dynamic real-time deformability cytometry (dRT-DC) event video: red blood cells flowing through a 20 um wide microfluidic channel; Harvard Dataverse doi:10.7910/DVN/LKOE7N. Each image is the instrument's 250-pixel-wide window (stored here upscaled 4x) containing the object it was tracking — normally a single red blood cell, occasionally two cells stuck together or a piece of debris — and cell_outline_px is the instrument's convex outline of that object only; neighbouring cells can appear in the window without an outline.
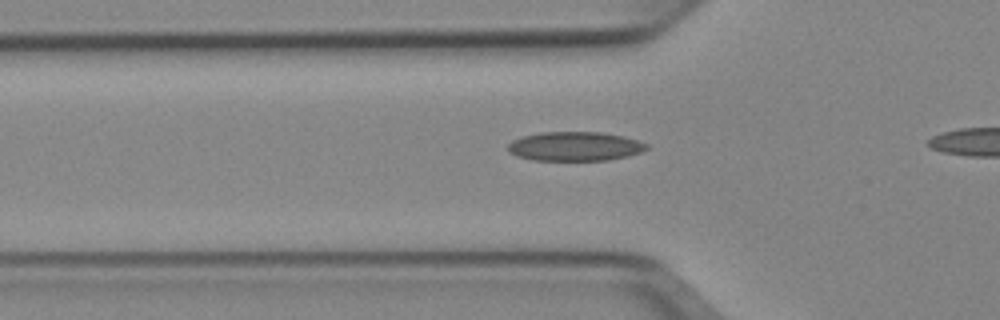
{"species": "Egyptian fruit bat (a non-hibernating species)", "species_latin": "Rousettus aegyptiacus", "temperature_condition": "cold", "stored_images_in_passage": 19, "camera_frame_rate_fps": 3000, "um_per_image_px": 0.085, "animal": {"sex": "female"}, "frame": {"image": 1, "passage_image": 4, "time_ms": 1.0, "image_size_px": [1000, 320], "cell_outline_px": [[648, 148], [640, 152], [628, 156], [608, 160], [532, 160], [516, 156], [508, 152], [508, 144], [512, 140], [520, 136], [540, 132], [600, 132], [624, 136], [648, 144]], "centroid_in_image_um": [48.83, 12.43], "position_along_channel_um": 77.0, "area_um2": 23.7}}
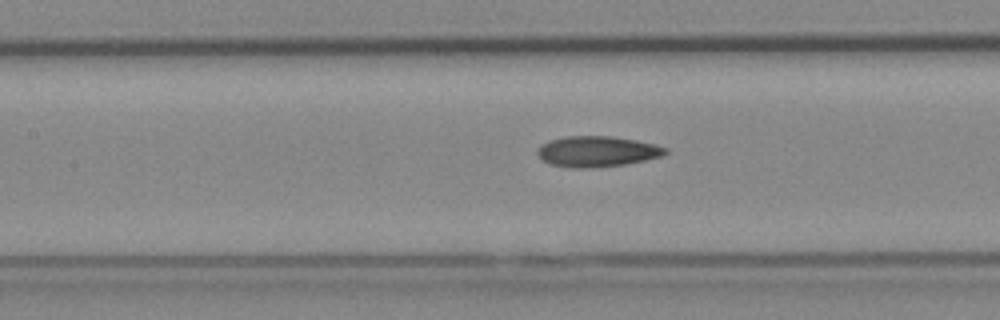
{"frame": {"image": 2, "passage_image": 10, "time_ms": 3.0, "image_size_px": [1000, 320], "cell_outline_px": [[668, 152], [664, 156], [624, 164], [592, 168], [572, 168], [552, 164], [544, 160], [536, 152], [536, 148], [540, 144], [548, 140], [564, 136], [612, 136], [636, 140], [656, 144], [668, 148]], "centroid_in_image_um": [50.76, 12.86], "position_along_channel_um": 156.6, "area_um2": 23.06}}
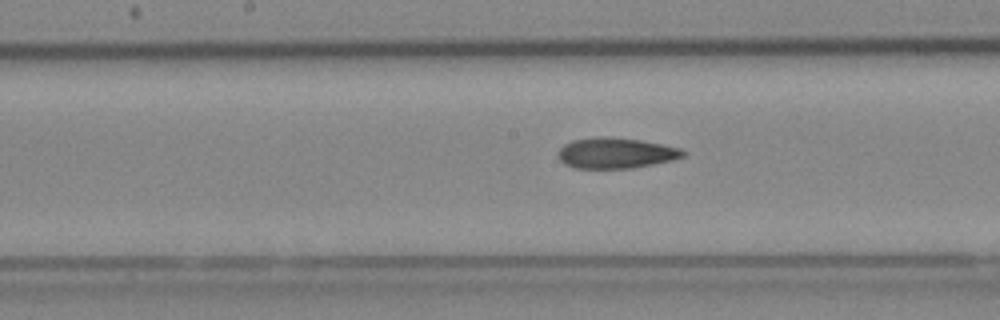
{"frame": {"image": 3, "passage_image": 13, "time_ms": 4.0, "image_size_px": [1000, 320], "cell_outline_px": [[688, 152], [684, 156], [672, 160], [632, 168], [576, 168], [564, 164], [556, 156], [556, 152], [564, 144], [572, 140], [596, 136], [608, 136], [640, 140], [680, 148]], "centroid_in_image_um": [52.3, 13.0], "position_along_channel_um": 195.9, "area_um2": 22.48}}